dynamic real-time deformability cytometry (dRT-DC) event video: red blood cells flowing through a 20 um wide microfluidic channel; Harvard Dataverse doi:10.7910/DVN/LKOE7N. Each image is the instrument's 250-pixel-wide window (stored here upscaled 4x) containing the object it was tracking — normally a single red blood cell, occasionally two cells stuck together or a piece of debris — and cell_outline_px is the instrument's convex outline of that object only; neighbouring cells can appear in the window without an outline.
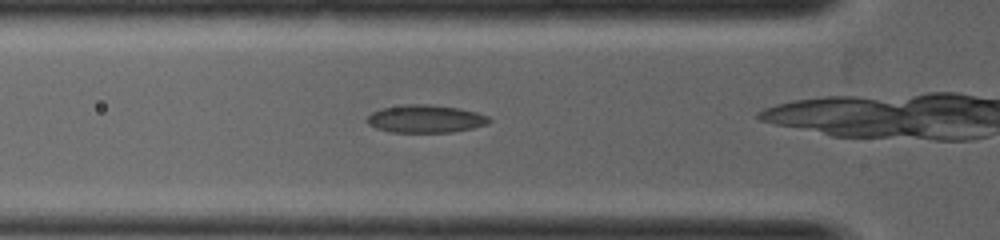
{"species": "common noctule bat (a hibernating species)", "species_latin": "Nyctalus noctula", "temperature_condition": "warm", "stored_images_in_passage": 25, "camera_frame_rate_fps": 5000, "um_per_image_px": 0.085, "animal": {"sex": "female", "body_mass_g": 19.0, "forearm_length_mm": 53.3}, "frame": {"image": 1, "passage_image": 2, "time_ms": 0.2, "image_size_px": [1000, 240], "cell_outline_px": [[492, 120], [488, 124], [472, 128], [452, 132], [388, 132], [376, 128], [368, 124], [368, 116], [372, 112], [380, 108], [404, 104], [428, 104], [460, 108], [476, 112], [488, 116]], "centroid_in_image_um": [36.17, 10.09], "position_along_channel_um": 89.6, "area_um2": 19.88}}
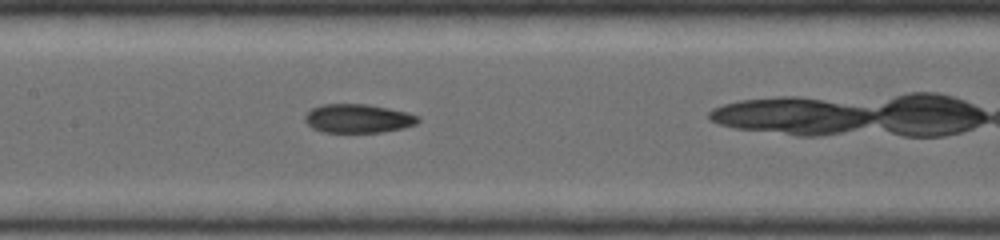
{"frame": {"image": 2, "passage_image": 7, "time_ms": 1.2, "image_size_px": [1000, 240], "cell_outline_px": [[420, 120], [416, 124], [404, 128], [380, 132], [324, 132], [312, 128], [304, 120], [304, 116], [312, 108], [324, 104], [368, 104], [408, 112], [420, 116]], "centroid_in_image_um": [30.46, 10.07], "position_along_channel_um": 176.9, "area_um2": 19.02}}
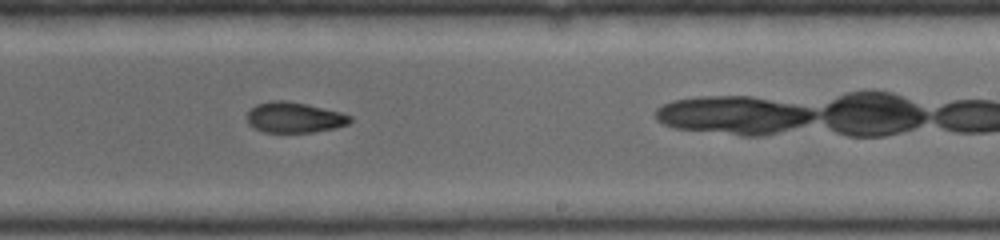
{"frame": {"image": 3, "passage_image": 12, "time_ms": 2.2, "image_size_px": [1000, 240], "cell_outline_px": [[352, 120], [348, 124], [336, 128], [312, 132], [264, 132], [248, 124], [248, 112], [256, 104], [272, 100], [284, 100], [304, 104], [340, 112], [352, 116]], "centroid_in_image_um": [25.03, 9.99], "position_along_channel_um": 264.0, "area_um2": 18.15}}